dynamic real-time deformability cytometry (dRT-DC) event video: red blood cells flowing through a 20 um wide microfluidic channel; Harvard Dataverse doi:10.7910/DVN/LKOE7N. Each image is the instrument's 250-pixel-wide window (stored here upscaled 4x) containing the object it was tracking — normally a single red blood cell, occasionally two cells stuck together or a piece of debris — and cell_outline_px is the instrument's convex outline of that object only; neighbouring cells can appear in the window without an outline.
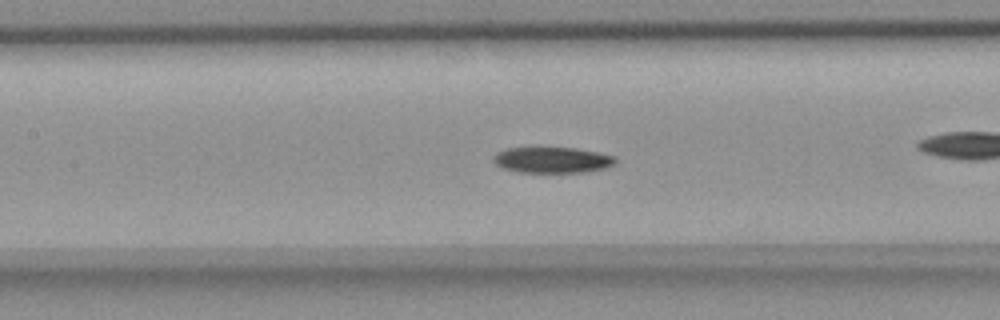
{"species": "common noctule bat (a hibernating species)", "species_latin": "Nyctalus noctula", "temperature_condition": "room temperature", "stored_images_in_passage": 44, "camera_frame_rate_fps": 3000, "um_per_image_px": 0.085, "animal": {"sex": "female", "body_mass_g": 18.4}, "frame": {"image": 1, "passage_image": 13, "time_ms": 4.0, "image_size_px": [1000, 320], "cell_outline_px": [[616, 164], [604, 168], [584, 172], [516, 172], [504, 168], [496, 164], [492, 160], [492, 156], [496, 152], [508, 148], [576, 148], [600, 152], [616, 156]], "centroid_in_image_um": [46.96, 13.59], "position_along_channel_um": 160.4, "area_um2": 18.5}}
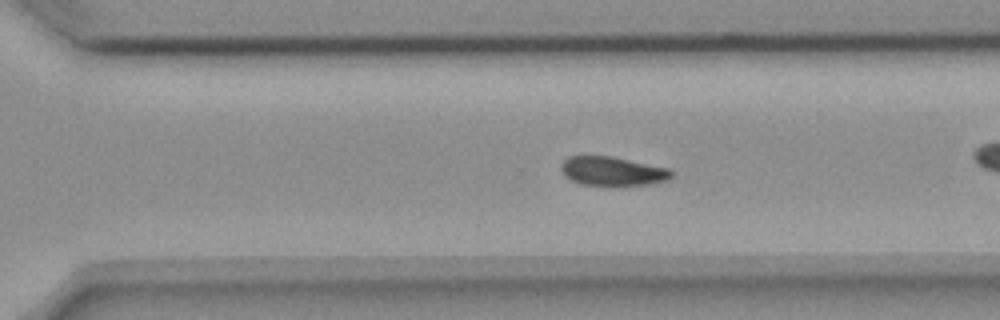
{"frame": {"image": 2, "passage_image": 26, "time_ms": 8.333, "image_size_px": [1000, 320], "cell_outline_px": [[672, 176], [668, 180], [652, 184], [580, 184], [564, 176], [560, 168], [560, 164], [568, 156], [612, 156], [668, 168], [672, 172]], "centroid_in_image_um": [52.03, 14.53], "position_along_channel_um": 318.6, "area_um2": 18.38}}
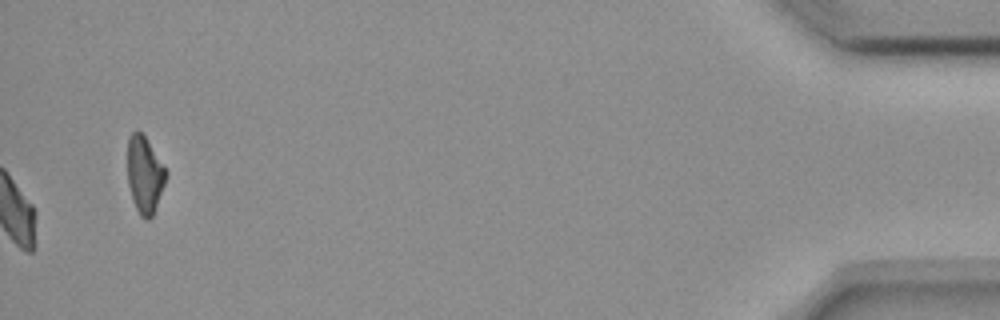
{"frame": {"image": 3, "passage_image": 44, "time_ms": 14.333, "image_size_px": [1000, 320], "cell_outline_px": [[168, 172], [164, 184], [152, 216], [148, 220], [144, 220], [140, 216], [132, 200], [128, 184], [128, 136], [136, 128], [144, 136]], "centroid_in_image_um": [12.27, 14.85], "position_along_channel_um": 422.9, "area_um2": 17.05}, "authors_computed_cell_mechanics": {"area_um2": 19.2185, "velocity_mm_per_s": 3.6585, "shape_relaxation_time_tau1_ms": 5.7077, "shape_relaxation_time_tau2_ms": null, "deformation_change_tau1": 0.1385, "deformation_change_tau2": null}}